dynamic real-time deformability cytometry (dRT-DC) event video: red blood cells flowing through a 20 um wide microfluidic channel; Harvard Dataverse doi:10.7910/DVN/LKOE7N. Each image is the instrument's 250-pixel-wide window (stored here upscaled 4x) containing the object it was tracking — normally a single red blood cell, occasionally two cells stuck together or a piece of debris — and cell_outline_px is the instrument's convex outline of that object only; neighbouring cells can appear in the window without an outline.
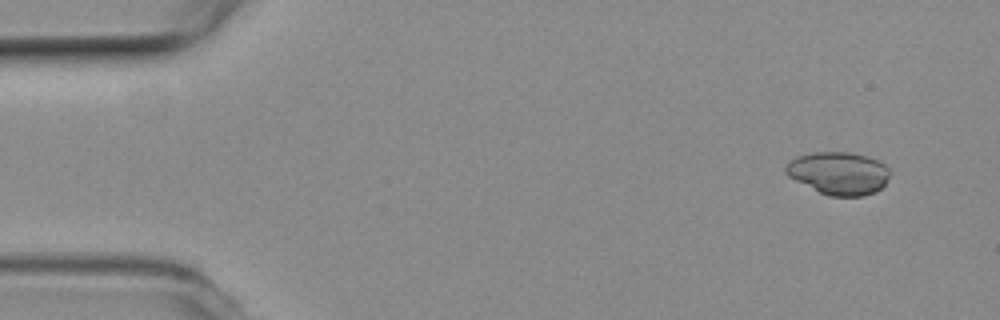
{"species": "common noctule bat (a hibernating species)", "species_latin": "Nyctalus noctula", "temperature_condition": "room temperature", "stored_images_in_passage": 18, "camera_frame_rate_fps": 3000, "um_per_image_px": 0.085, "animal": {"sex": "female", "body_mass_g": 19.3, "forearm_length_mm": 54.1}, "frame": {"image": 1, "passage_image": 4, "time_ms": 1.0, "image_size_px": [1000, 320], "cell_outline_px": [[888, 176], [884, 184], [876, 192], [864, 196], [828, 196], [788, 176], [784, 172], [784, 168], [788, 160], [796, 156], [812, 152], [852, 152], [868, 156], [880, 160], [888, 168]], "centroid_in_image_um": [71.27, 14.7], "position_along_channel_um": 13.7, "area_um2": 26.07}}
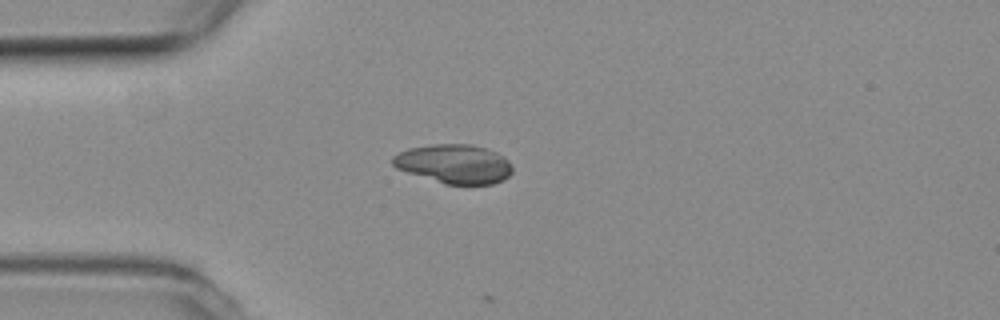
{"frame": {"image": 2, "passage_image": 14, "time_ms": 4.333, "image_size_px": [1000, 320], "cell_outline_px": [[512, 172], [504, 180], [492, 184], [444, 184], [396, 168], [392, 164], [392, 156], [408, 148], [432, 144], [472, 144], [488, 148], [504, 156], [512, 164]], "centroid_in_image_um": [38.63, 13.92], "position_along_channel_um": 46.4, "area_um2": 27.4}}